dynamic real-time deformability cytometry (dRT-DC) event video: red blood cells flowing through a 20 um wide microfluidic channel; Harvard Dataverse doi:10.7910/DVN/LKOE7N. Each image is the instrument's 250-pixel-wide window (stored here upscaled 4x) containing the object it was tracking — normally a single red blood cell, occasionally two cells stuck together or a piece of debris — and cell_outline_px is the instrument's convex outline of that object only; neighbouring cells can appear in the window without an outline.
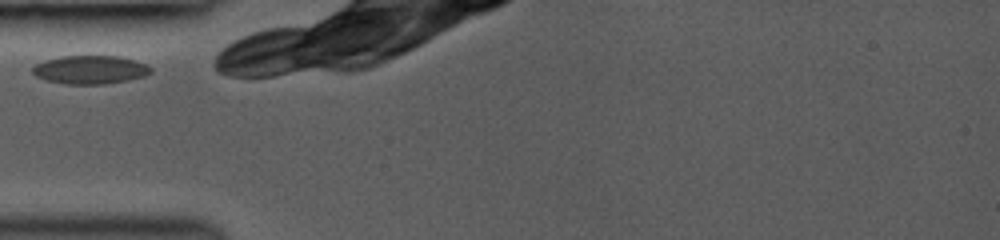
{"species": "common noctule bat (a hibernating species)", "species_latin": "Nyctalus noctula", "temperature_condition": "room temperature", "stored_images_in_passage": 5, "camera_frame_rate_fps": 3000, "um_per_image_px": 0.085, "animal": {"sex": "female", "body_mass_g": 19.0, "forearm_length_mm": 53.3}, "frame": {"image": 1, "passage_image": 1, "time_ms": 0.0, "image_size_px": [1000, 240], "cell_outline_px": [[152, 72], [144, 76], [128, 80], [104, 84], [64, 84], [44, 80], [36, 76], [32, 72], [32, 68], [36, 64], [44, 60], [60, 56], [120, 56], [136, 60], [152, 68]], "centroid_in_image_um": [7.65, 5.92], "position_along_channel_um": 77.4, "area_um2": 19.71}}